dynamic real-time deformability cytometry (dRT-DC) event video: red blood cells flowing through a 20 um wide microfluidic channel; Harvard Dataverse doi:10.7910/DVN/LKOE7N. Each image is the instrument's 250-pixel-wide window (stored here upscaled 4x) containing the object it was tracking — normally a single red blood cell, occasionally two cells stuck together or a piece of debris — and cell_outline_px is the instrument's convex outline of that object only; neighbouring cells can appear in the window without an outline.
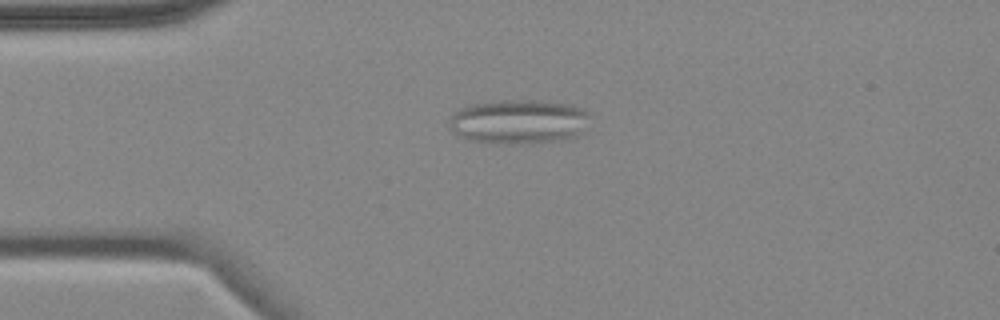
{"species": "common noctule bat (a hibernating species)", "species_latin": "Nyctalus noctula", "temperature_condition": "cold", "stored_images_in_passage": 4, "camera_frame_rate_fps": 3000, "um_per_image_px": 0.085, "animal": {"sex": "female", "body_mass_g": 18.4}, "frame": {"image": 1, "passage_image": 3, "time_ms": 3.667, "image_size_px": [1000, 320], "cell_outline_px": [[588, 112], [580, 132], [576, 136], [564, 140], [512, 144], [468, 140], [460, 136], [448, 128], [448, 124], [452, 112], [456, 108], [472, 104], [504, 100], [540, 100], [572, 104], [584, 108]], "centroid_in_image_um": [44.02, 10.32], "position_along_channel_um": 41.0, "area_um2": 36.41}}